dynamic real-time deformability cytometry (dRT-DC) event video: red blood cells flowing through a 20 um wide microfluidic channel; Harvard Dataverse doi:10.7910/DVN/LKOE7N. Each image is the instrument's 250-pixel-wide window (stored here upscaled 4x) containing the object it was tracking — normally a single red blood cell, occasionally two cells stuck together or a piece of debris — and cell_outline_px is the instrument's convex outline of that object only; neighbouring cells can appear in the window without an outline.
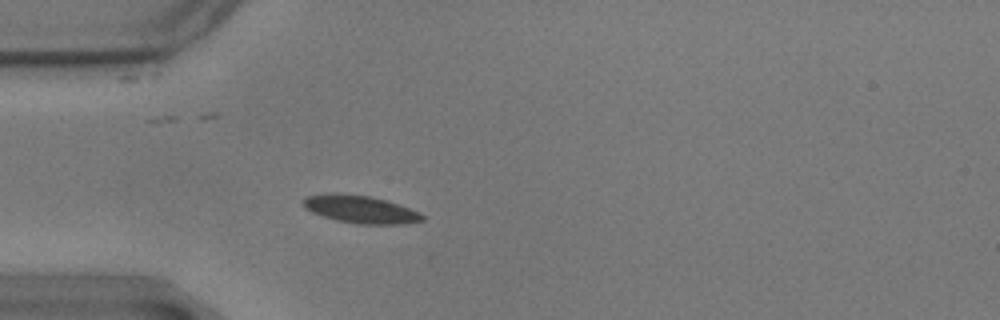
{"species": "common noctule bat (a hibernating species)", "species_latin": "Nyctalus noctula", "temperature_condition": "warm", "stored_images_in_passage": 17, "camera_frame_rate_fps": 3000, "um_per_image_px": 0.085, "animal": {"sex": "male", "body_mass_g": 17.9}, "frame": {"image": 1, "passage_image": 5, "time_ms": 1.333, "image_size_px": [1000, 320], "cell_outline_px": [[424, 220], [400, 224], [356, 224], [336, 220], [312, 212], [304, 208], [300, 200], [308, 196], [368, 196], [384, 200], [420, 212], [424, 216]], "centroid_in_image_um": [30.67, 17.85], "position_along_channel_um": 54.3, "area_um2": 18.21}}
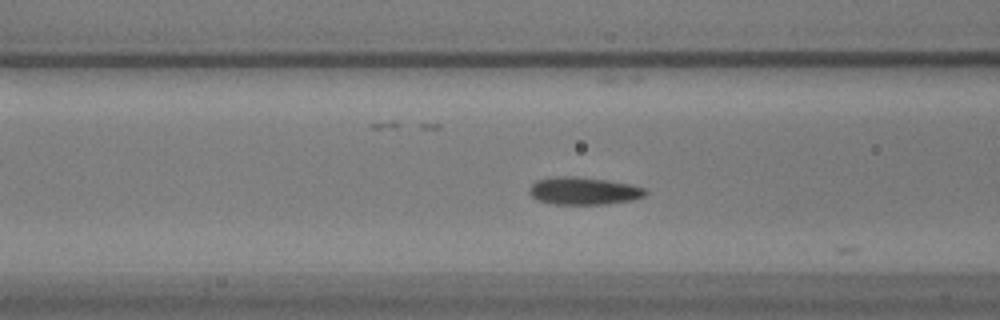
{"frame": {"image": 2, "passage_image": 11, "time_ms": 3.333, "image_size_px": [1000, 320], "cell_outline_px": [[648, 192], [644, 196], [632, 200], [604, 204], [556, 204], [540, 200], [532, 196], [528, 192], [528, 188], [536, 180], [552, 176], [576, 176], [608, 180], [628, 184], [644, 188]], "centroid_in_image_um": [49.59, 16.21], "position_along_channel_um": 117.0, "area_um2": 18.61}}
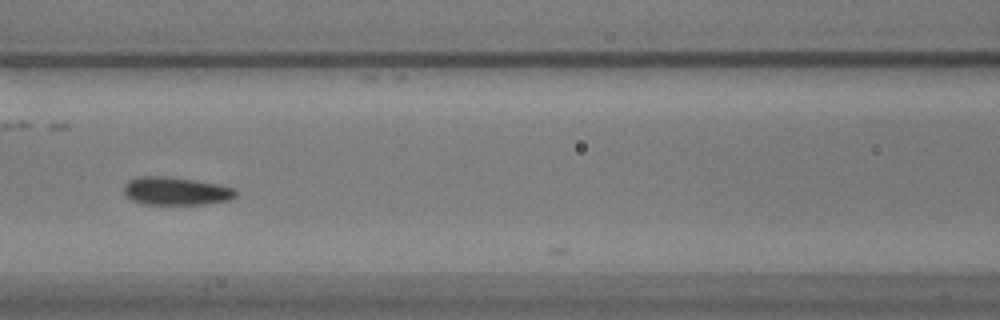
{"frame": {"image": 3, "passage_image": 14, "time_ms": 4.333, "image_size_px": [1000, 320], "cell_outline_px": [[236, 196], [228, 200], [204, 204], [140, 204], [132, 200], [124, 192], [124, 184], [128, 180], [136, 176], [168, 176], [196, 180], [216, 184], [232, 188], [236, 192]], "centroid_in_image_um": [14.9, 16.23], "position_along_channel_um": 151.7, "area_um2": 18.26}}